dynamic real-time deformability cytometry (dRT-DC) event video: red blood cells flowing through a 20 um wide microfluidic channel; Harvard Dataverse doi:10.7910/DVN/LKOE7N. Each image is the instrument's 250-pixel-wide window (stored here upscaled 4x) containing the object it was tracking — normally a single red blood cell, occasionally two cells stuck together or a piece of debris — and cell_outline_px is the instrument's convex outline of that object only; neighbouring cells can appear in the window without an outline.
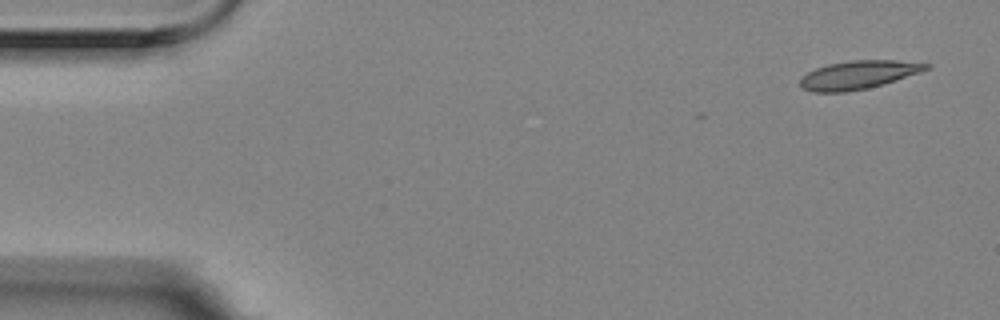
{"species": "Egyptian fruit bat (a non-hibernating species)", "species_latin": "Rousettus aegyptiacus", "temperature_condition": "room temperature", "stored_images_in_passage": 6, "camera_frame_rate_fps": 3000, "um_per_image_px": 0.085, "animal": {"sex": "female"}, "frame": {"image": 1, "passage_image": 6, "time_ms": 1.667, "image_size_px": [1000, 320], "cell_outline_px": [[932, 68], [920, 72], [868, 88], [848, 92], [812, 92], [804, 88], [800, 84], [800, 76], [816, 68], [828, 64], [852, 60], [896, 60], [932, 64]], "centroid_in_image_um": [72.95, 6.35], "position_along_channel_um": 12.0, "area_um2": 20.75}}